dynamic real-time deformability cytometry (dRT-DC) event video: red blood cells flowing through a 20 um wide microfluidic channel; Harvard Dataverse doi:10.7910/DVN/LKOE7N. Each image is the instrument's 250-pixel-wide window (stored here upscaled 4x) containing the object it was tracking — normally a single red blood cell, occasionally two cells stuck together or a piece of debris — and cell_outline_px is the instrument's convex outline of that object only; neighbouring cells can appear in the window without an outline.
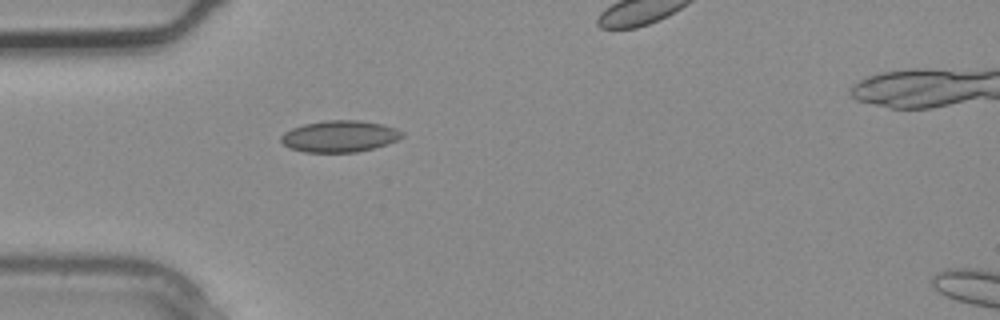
{"species": "common noctule bat (a hibernating species)", "species_latin": "Nyctalus noctula", "temperature_condition": "warm", "stored_images_in_passage": 3, "camera_frame_rate_fps": 3000, "um_per_image_px": 0.085, "animal": {"sex": "male", "body_mass_g": 20.4}, "frame": {"image": 1, "passage_image": 2, "time_ms": 0.333, "image_size_px": [1000, 320], "cell_outline_px": [[404, 136], [388, 144], [356, 152], [304, 152], [288, 148], [280, 140], [280, 136], [284, 132], [292, 128], [304, 124], [324, 120], [360, 120], [384, 124], [396, 128], [404, 132]], "centroid_in_image_um": [28.87, 11.58], "position_along_channel_um": 56.1, "area_um2": 22.43}}